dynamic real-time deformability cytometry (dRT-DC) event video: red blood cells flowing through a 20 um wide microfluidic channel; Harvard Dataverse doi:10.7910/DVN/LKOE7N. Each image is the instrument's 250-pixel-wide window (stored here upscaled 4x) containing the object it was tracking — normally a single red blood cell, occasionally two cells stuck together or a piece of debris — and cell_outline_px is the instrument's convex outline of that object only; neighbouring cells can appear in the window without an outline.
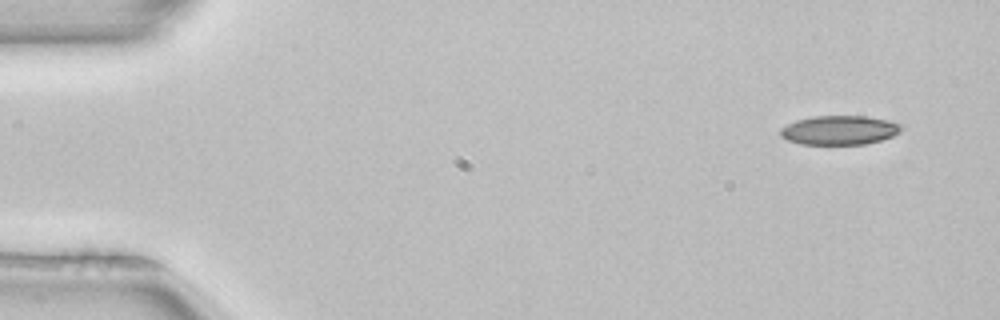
{"species": "common noctule bat (a hibernating species)", "species_latin": "Nyctalus noctula", "temperature_condition": "room temperature", "stored_images_in_passage": 3, "camera_frame_rate_fps": 3000, "um_per_image_px": 0.085, "animal": {"sex": "female", "body_mass_g": 22.7, "forearm_length_mm": 54.2}, "frame": {"image": 1, "passage_image": 1, "time_ms": 0.0, "image_size_px": [1000, 320], "cell_outline_px": [[904, 128], [900, 132], [892, 136], [880, 140], [864, 144], [800, 144], [788, 140], [780, 136], [780, 128], [796, 120], [812, 116], [864, 116], [888, 120], [900, 124]], "centroid_in_image_um": [71.34, 11.06], "position_along_channel_um": 13.7, "area_um2": 20.52}}